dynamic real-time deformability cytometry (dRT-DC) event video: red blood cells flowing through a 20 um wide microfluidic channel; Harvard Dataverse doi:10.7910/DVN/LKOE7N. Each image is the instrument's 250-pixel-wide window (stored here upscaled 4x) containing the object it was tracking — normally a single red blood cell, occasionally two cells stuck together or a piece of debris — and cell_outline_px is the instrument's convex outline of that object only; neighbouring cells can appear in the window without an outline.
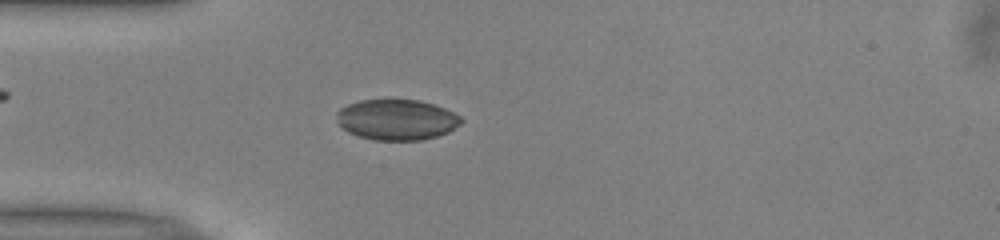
{"species": "common noctule bat (a hibernating species)", "species_latin": "Nyctalus noctula", "temperature_condition": "warm", "stored_images_in_passage": 50, "camera_frame_rate_fps": 3000, "um_per_image_px": 0.085, "animal": {"sex": "male", "body_mass_g": 13.0, "forearm_length_mm": 53.1}, "frame": {"image": 1, "passage_image": 13, "time_ms": 4.0, "image_size_px": [1000, 240], "cell_outline_px": [[464, 120], [460, 124], [448, 132], [436, 136], [420, 140], [372, 140], [348, 132], [336, 120], [336, 112], [340, 108], [348, 104], [360, 100], [420, 100], [444, 108], [460, 116]], "centroid_in_image_um": [33.71, 10.17], "position_along_channel_um": 51.3, "area_um2": 29.36}}
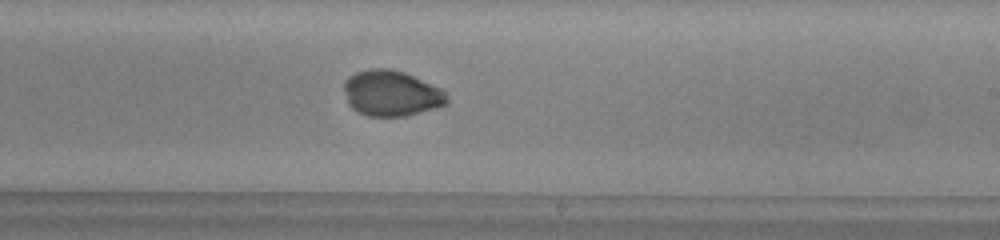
{"frame": {"image": 2, "passage_image": 29, "time_ms": 9.333, "image_size_px": [1000, 240], "cell_outline_px": [[448, 104], [436, 108], [404, 116], [368, 116], [352, 108], [348, 104], [344, 92], [344, 84], [348, 76], [356, 72], [372, 68], [388, 68], [404, 72], [444, 88], [448, 96]], "centroid_in_image_um": [33.3, 7.92], "position_along_channel_um": 255.7, "area_um2": 27.69}}
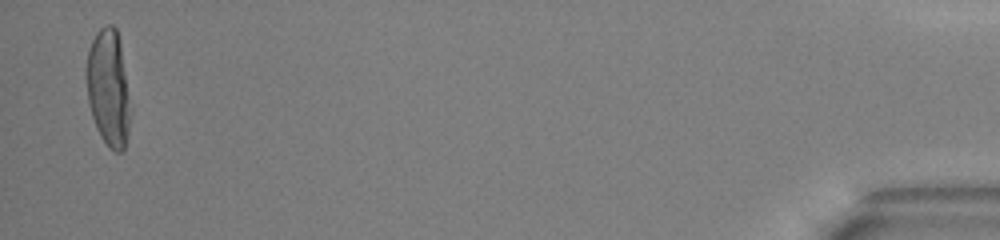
{"frame": {"image": 3, "passage_image": 49, "time_ms": 16.0, "image_size_px": [1000, 240], "cell_outline_px": [[132, 108], [128, 132], [124, 152], [116, 152], [108, 148], [100, 136], [96, 128], [92, 116], [88, 100], [84, 76], [84, 72], [88, 52], [92, 40], [96, 32], [100, 28], [108, 24], [112, 24], [116, 28], [120, 40]], "centroid_in_image_um": [9.22, 7.5], "position_along_channel_um": 426.0, "area_um2": 30.87}, "authors_computed_cell_mechanics": {"area_um2": 28.1197, "velocity_mm_per_s": 3.9915, "shape_relaxation_time_tau1_ms": 3.3335, "shape_relaxation_time_tau2_ms": null, "deformation_change_tau1": 0.1162, "deformation_change_tau2": null}}